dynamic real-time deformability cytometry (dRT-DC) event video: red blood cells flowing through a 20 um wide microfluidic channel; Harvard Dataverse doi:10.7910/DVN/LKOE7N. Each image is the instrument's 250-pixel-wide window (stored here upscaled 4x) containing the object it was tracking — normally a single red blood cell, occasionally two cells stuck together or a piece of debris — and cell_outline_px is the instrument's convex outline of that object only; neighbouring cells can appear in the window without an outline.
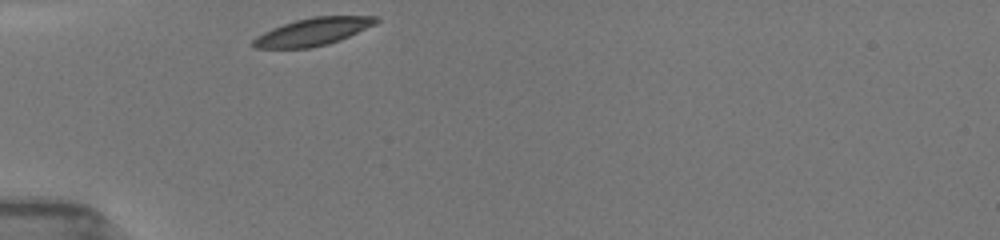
{"species": "common noctule bat (a hibernating species)", "species_latin": "Nyctalus noctula", "temperature_condition": "room temperature", "stored_images_in_passage": 29, "camera_frame_rate_fps": 3000, "um_per_image_px": 0.085, "animal": {"sex": "female", "body_mass_g": 19.5, "forearm_length_mm": 54.1}, "frame": {"image": 1, "passage_image": 1, "time_ms": 0.0, "image_size_px": [1000, 240], "cell_outline_px": [[380, 20], [376, 24], [340, 40], [328, 44], [308, 48], [256, 48], [252, 44], [252, 40], [256, 36], [272, 28], [296, 20], [312, 16], [376, 16]], "centroid_in_image_um": [26.61, 2.69], "position_along_channel_um": 58.4, "area_um2": 19.65}}
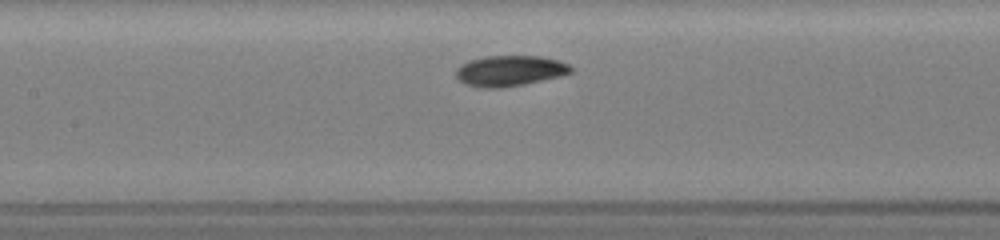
{"frame": {"image": 2, "passage_image": 10, "time_ms": 3.0, "image_size_px": [1000, 240], "cell_outline_px": [[572, 72], [560, 76], [524, 84], [500, 88], [480, 88], [464, 84], [456, 76], [456, 68], [460, 64], [468, 60], [484, 56], [540, 56], [556, 60], [568, 64], [572, 68]], "centroid_in_image_um": [43.28, 6.02], "position_along_channel_um": 164.1, "area_um2": 20.58}}
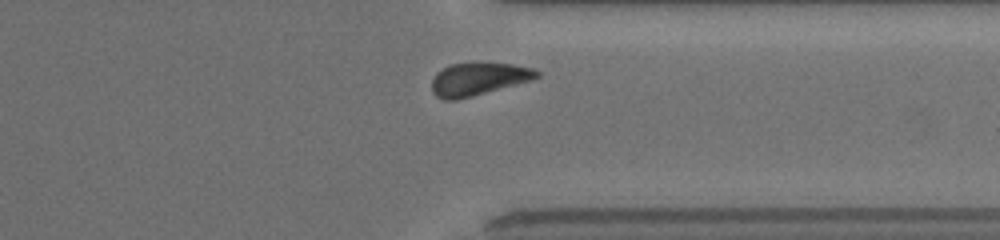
{"frame": {"image": 3, "passage_image": 26, "time_ms": 8.333, "image_size_px": [1000, 240], "cell_outline_px": [[540, 76], [532, 80], [472, 96], [456, 100], [444, 100], [436, 96], [432, 92], [432, 80], [436, 72], [448, 64], [512, 64], [536, 68], [540, 72]], "centroid_in_image_um": [40.66, 6.73], "position_along_channel_um": 370.7, "area_um2": 19.88}, "authors_computed_cell_mechanics": {"area_um2": 20.1722, "velocity_mm_per_s": 3.8698, "shape_relaxation_time_tau1_ms": 1.8113, "shape_relaxation_time_tau2_ms": null, "deformation_change_tau1": 0.0917, "deformation_change_tau2": null}}